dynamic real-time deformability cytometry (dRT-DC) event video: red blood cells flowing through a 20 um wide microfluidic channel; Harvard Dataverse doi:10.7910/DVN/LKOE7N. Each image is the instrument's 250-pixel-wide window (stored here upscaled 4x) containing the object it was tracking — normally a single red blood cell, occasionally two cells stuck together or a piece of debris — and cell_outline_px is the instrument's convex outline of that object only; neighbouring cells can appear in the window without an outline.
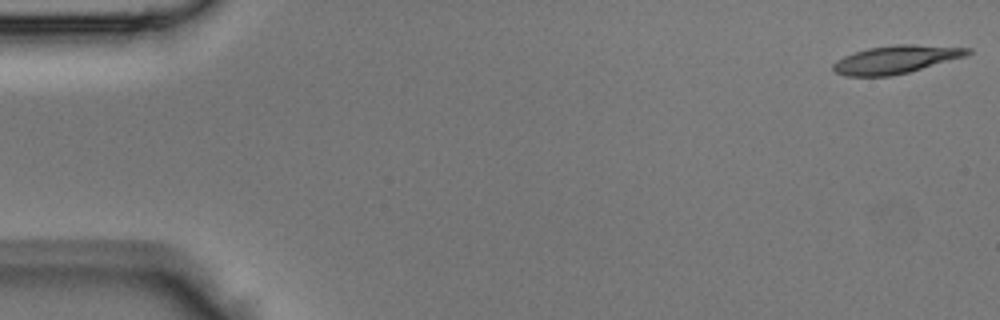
{"species": "Egyptian fruit bat (a non-hibernating species)", "species_latin": "Rousettus aegyptiacus", "temperature_condition": "room temperature", "stored_images_in_passage": 44, "camera_frame_rate_fps": 3000, "um_per_image_px": 0.085, "animal": {"sex": "male"}, "frame": {"image": 1, "passage_image": 1, "time_ms": 0.0, "image_size_px": [1000, 320], "cell_outline_px": [[972, 52], [968, 56], [908, 72], [888, 76], [848, 76], [836, 72], [832, 68], [832, 64], [836, 60], [844, 56], [868, 48], [896, 44], [912, 44], [972, 48]], "centroid_in_image_um": [76.19, 5.05], "position_along_channel_um": 8.8, "area_um2": 21.91}}
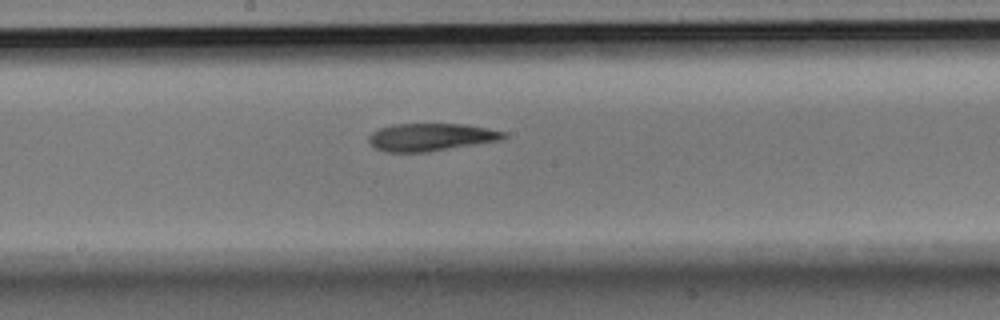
{"frame": {"image": 2, "passage_image": 23, "time_ms": 7.333, "image_size_px": [1000, 320], "cell_outline_px": [[508, 136], [504, 140], [428, 152], [384, 152], [376, 148], [368, 140], [368, 136], [372, 132], [380, 128], [392, 124], [464, 124], [504, 132]], "centroid_in_image_um": [36.63, 11.66], "position_along_channel_um": 211.6, "area_um2": 21.79}}
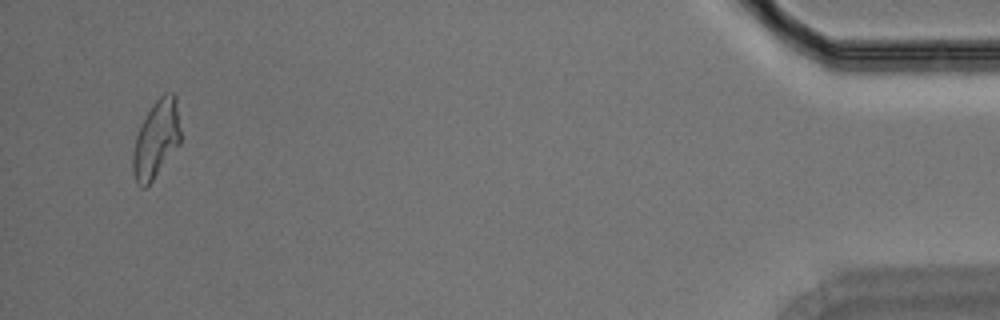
{"frame": {"image": 3, "passage_image": 42, "time_ms": 13.667, "image_size_px": [1000, 320], "cell_outline_px": [[180, 144], [152, 180], [144, 188], [140, 188], [136, 184], [132, 172], [132, 156], [136, 136], [140, 124], [152, 104], [164, 92], [172, 92], [176, 96], [180, 128]], "centroid_in_image_um": [13.26, 11.82], "position_along_channel_um": 421.9, "area_um2": 21.73}}